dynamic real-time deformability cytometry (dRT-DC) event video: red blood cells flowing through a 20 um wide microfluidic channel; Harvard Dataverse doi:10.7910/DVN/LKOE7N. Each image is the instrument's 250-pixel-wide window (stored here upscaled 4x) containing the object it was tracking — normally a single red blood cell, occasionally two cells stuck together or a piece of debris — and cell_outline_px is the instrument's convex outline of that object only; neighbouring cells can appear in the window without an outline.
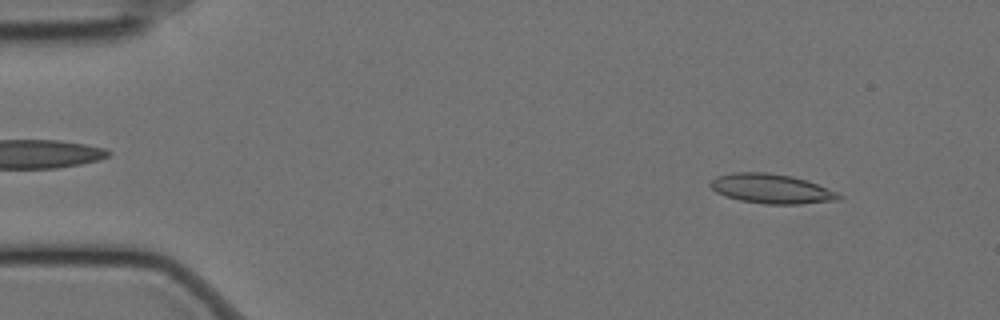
{"species": "Egyptian fruit bat (a non-hibernating species)", "species_latin": "Rousettus aegyptiacus", "temperature_condition": "cold", "stored_images_in_passage": 16, "camera_frame_rate_fps": 3000, "um_per_image_px": 0.085, "animal": {"sex": "female"}, "frame": {"image": 1, "passage_image": 5, "time_ms": 1.333, "image_size_px": [1000, 320], "cell_outline_px": [[844, 196], [836, 200], [800, 204], [764, 204], [740, 200], [724, 196], [716, 192], [708, 184], [716, 176], [732, 172], [768, 172], [792, 176], [816, 184], [836, 192]], "centroid_in_image_um": [65.51, 16.04], "position_along_channel_um": 19.5, "area_um2": 22.02}}
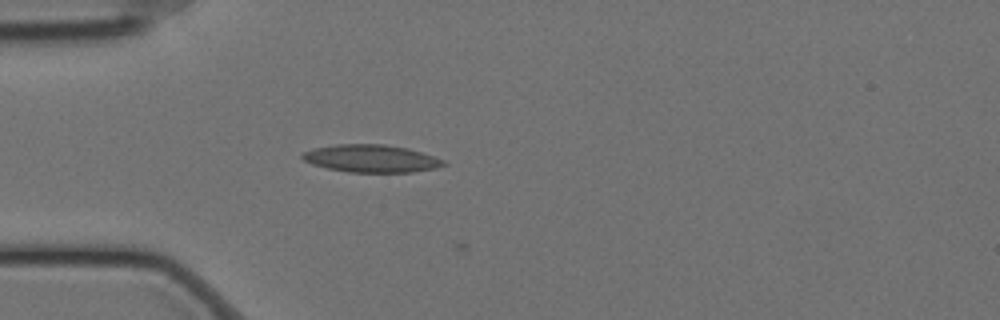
{"frame": {"image": 2, "passage_image": 15, "time_ms": 4.667, "image_size_px": [1000, 320], "cell_outline_px": [[448, 164], [436, 168], [412, 172], [348, 172], [328, 168], [312, 164], [304, 160], [300, 156], [304, 152], [312, 148], [336, 144], [384, 144], [408, 148], [444, 160]], "centroid_in_image_um": [31.54, 13.47], "position_along_channel_um": 53.5, "area_um2": 22.66}}